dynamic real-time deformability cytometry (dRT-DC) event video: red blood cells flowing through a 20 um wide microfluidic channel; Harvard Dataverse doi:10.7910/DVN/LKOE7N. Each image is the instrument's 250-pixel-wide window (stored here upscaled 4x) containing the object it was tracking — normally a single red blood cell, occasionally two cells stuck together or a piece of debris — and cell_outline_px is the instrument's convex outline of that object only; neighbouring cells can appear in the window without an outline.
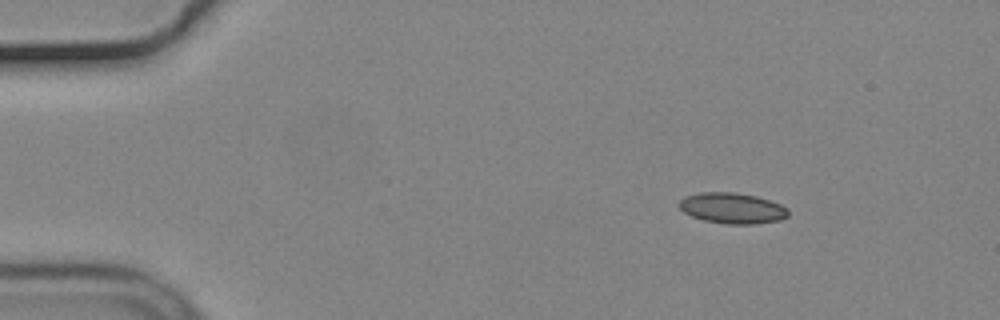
{"species": "common noctule bat (a hibernating species)", "species_latin": "Nyctalus noctula", "temperature_condition": "cold", "stored_images_in_passage": 15, "camera_frame_rate_fps": 3000, "um_per_image_px": 0.085, "animal": {"sex": "male", "body_mass_g": 19.2, "forearm_length_mm": 51.8}, "frame": {"image": 1, "passage_image": 1, "time_ms": 0.0, "image_size_px": [1000, 320], "cell_outline_px": [[788, 216], [780, 220], [756, 224], [728, 224], [704, 220], [692, 216], [684, 212], [676, 204], [684, 196], [700, 192], [736, 192], [756, 196], [780, 204], [788, 208]], "centroid_in_image_um": [62.23, 17.69], "position_along_channel_um": 22.8, "area_um2": 19.65}}
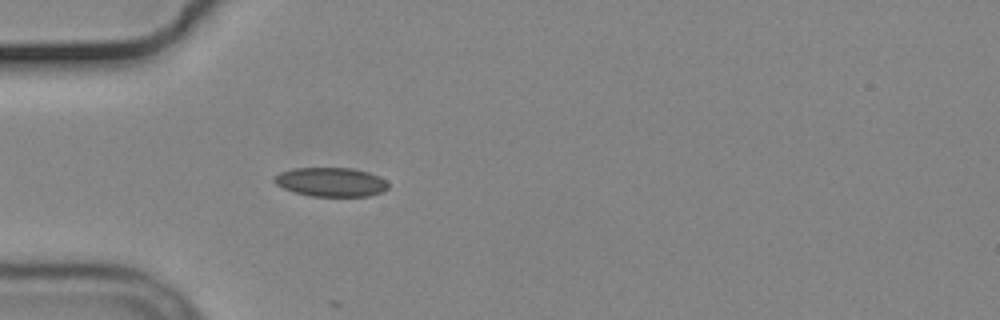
{"frame": {"image": 2, "passage_image": 10, "time_ms": 3.0, "image_size_px": [1000, 320], "cell_outline_px": [[388, 188], [384, 192], [368, 196], [312, 196], [296, 192], [284, 188], [276, 184], [272, 180], [272, 176], [280, 172], [292, 168], [352, 168], [368, 172], [380, 176], [388, 184]], "centroid_in_image_um": [28.12, 15.46], "position_along_channel_um": 56.9, "area_um2": 19.36}}
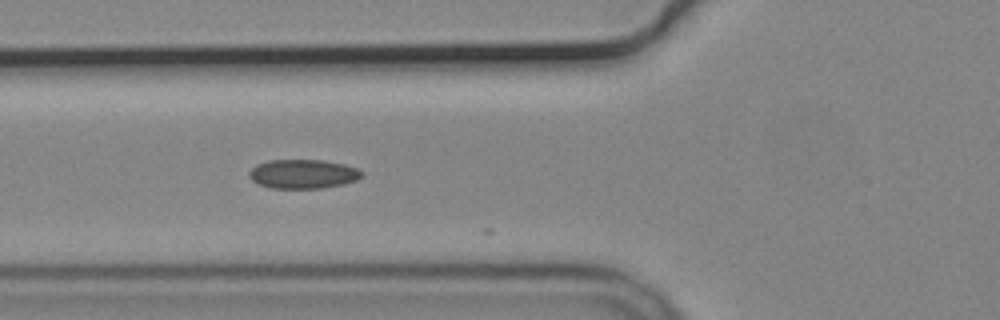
{"frame": {"image": 3, "passage_image": 14, "time_ms": 4.333, "image_size_px": [1000, 320], "cell_outline_px": [[364, 176], [356, 180], [344, 184], [320, 188], [272, 188], [260, 184], [252, 180], [248, 176], [248, 172], [256, 164], [268, 160], [324, 160], [344, 164], [360, 168], [364, 172]], "centroid_in_image_um": [25.8, 14.78], "position_along_channel_um": 100.0, "area_um2": 19.31}}